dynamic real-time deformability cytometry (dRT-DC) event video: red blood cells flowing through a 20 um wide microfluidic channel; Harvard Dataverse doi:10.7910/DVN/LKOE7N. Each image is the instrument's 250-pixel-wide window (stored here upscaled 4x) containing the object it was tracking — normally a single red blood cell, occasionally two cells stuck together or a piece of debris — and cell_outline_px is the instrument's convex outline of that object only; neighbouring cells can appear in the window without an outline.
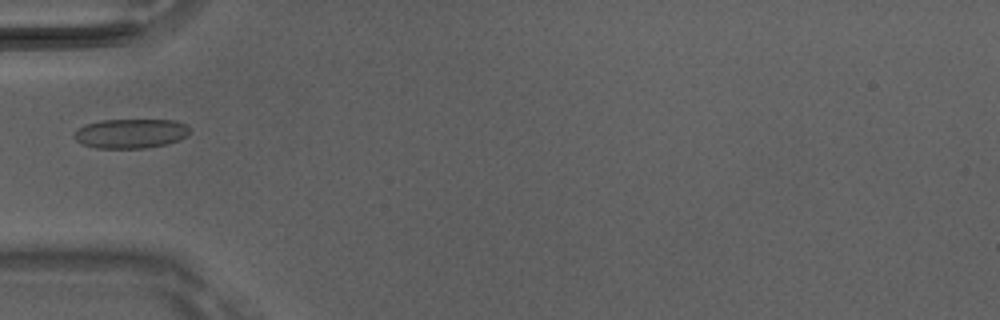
{"species": "Egyptian fruit bat (a non-hibernating species)", "species_latin": "Rousettus aegyptiacus", "temperature_condition": "room temperature", "stored_images_in_passage": 2, "camera_frame_rate_fps": 3000, "um_per_image_px": 0.085, "animal": {"sex": "male"}, "frame": {"image": 1, "passage_image": 1, "time_ms": 0.0, "image_size_px": [1000, 320], "cell_outline_px": [[188, 132], [184, 136], [176, 140], [164, 144], [148, 148], [96, 148], [84, 144], [76, 140], [72, 136], [72, 132], [84, 124], [100, 120], [176, 120], [184, 124], [188, 128]], "centroid_in_image_um": [11.02, 11.34], "position_along_channel_um": 74.0, "area_um2": 19.71}}